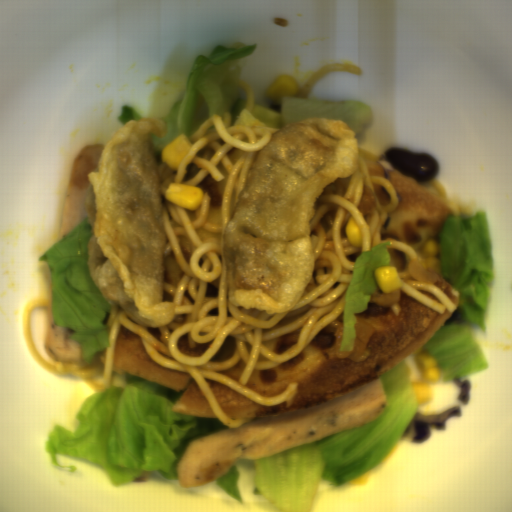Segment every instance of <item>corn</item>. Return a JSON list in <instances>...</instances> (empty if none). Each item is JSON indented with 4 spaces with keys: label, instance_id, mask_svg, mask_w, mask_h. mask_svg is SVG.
Instances as JSON below:
<instances>
[{
    "label": "corn",
    "instance_id": "obj_1",
    "mask_svg": "<svg viewBox=\"0 0 512 512\" xmlns=\"http://www.w3.org/2000/svg\"><path fill=\"white\" fill-rule=\"evenodd\" d=\"M413 359L421 379L413 383L412 392L419 406H424L433 396L431 385L438 382L440 367L439 363L425 349L420 347L414 352Z\"/></svg>",
    "mask_w": 512,
    "mask_h": 512
},
{
    "label": "corn",
    "instance_id": "obj_2",
    "mask_svg": "<svg viewBox=\"0 0 512 512\" xmlns=\"http://www.w3.org/2000/svg\"><path fill=\"white\" fill-rule=\"evenodd\" d=\"M164 197L175 206L187 211H196L204 199V192L201 187L169 182Z\"/></svg>",
    "mask_w": 512,
    "mask_h": 512
},
{
    "label": "corn",
    "instance_id": "obj_3",
    "mask_svg": "<svg viewBox=\"0 0 512 512\" xmlns=\"http://www.w3.org/2000/svg\"><path fill=\"white\" fill-rule=\"evenodd\" d=\"M193 145L187 134L180 133L161 149V162L171 169H178Z\"/></svg>",
    "mask_w": 512,
    "mask_h": 512
},
{
    "label": "corn",
    "instance_id": "obj_4",
    "mask_svg": "<svg viewBox=\"0 0 512 512\" xmlns=\"http://www.w3.org/2000/svg\"><path fill=\"white\" fill-rule=\"evenodd\" d=\"M373 278L378 288L385 293H393L402 288V279L394 266L384 265L374 271Z\"/></svg>",
    "mask_w": 512,
    "mask_h": 512
},
{
    "label": "corn",
    "instance_id": "obj_5",
    "mask_svg": "<svg viewBox=\"0 0 512 512\" xmlns=\"http://www.w3.org/2000/svg\"><path fill=\"white\" fill-rule=\"evenodd\" d=\"M299 86L291 75H281L267 88L266 97L271 100L281 99L283 96H292L298 93Z\"/></svg>",
    "mask_w": 512,
    "mask_h": 512
},
{
    "label": "corn",
    "instance_id": "obj_6",
    "mask_svg": "<svg viewBox=\"0 0 512 512\" xmlns=\"http://www.w3.org/2000/svg\"><path fill=\"white\" fill-rule=\"evenodd\" d=\"M345 232L347 236V240L349 244H351L354 247L362 248L363 243V236L362 231L358 225V223L353 219L350 218L347 220L345 224Z\"/></svg>",
    "mask_w": 512,
    "mask_h": 512
},
{
    "label": "corn",
    "instance_id": "obj_7",
    "mask_svg": "<svg viewBox=\"0 0 512 512\" xmlns=\"http://www.w3.org/2000/svg\"><path fill=\"white\" fill-rule=\"evenodd\" d=\"M442 244L434 241L427 240L424 243L423 253L426 257L429 258H439L441 256Z\"/></svg>",
    "mask_w": 512,
    "mask_h": 512
},
{
    "label": "corn",
    "instance_id": "obj_8",
    "mask_svg": "<svg viewBox=\"0 0 512 512\" xmlns=\"http://www.w3.org/2000/svg\"><path fill=\"white\" fill-rule=\"evenodd\" d=\"M372 475H373V473L371 471L367 472L356 479L348 481L347 485H349L351 487H363V486L369 484V482L372 478Z\"/></svg>",
    "mask_w": 512,
    "mask_h": 512
},
{
    "label": "corn",
    "instance_id": "obj_9",
    "mask_svg": "<svg viewBox=\"0 0 512 512\" xmlns=\"http://www.w3.org/2000/svg\"><path fill=\"white\" fill-rule=\"evenodd\" d=\"M399 450H400V444L398 442L395 444L392 451L382 459V463H384V464L389 463L396 456V454L399 452Z\"/></svg>",
    "mask_w": 512,
    "mask_h": 512
}]
</instances>
